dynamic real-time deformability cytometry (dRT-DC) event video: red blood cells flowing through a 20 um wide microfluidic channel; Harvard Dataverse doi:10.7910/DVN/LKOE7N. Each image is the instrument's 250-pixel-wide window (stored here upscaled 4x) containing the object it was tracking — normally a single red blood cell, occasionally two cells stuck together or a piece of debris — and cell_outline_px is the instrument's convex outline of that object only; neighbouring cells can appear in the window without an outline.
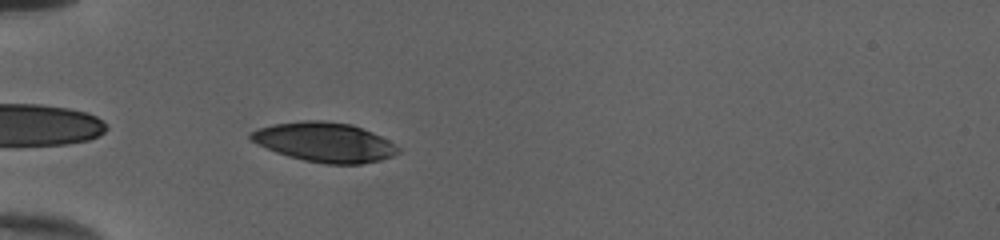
{"species": "human", "species_latin": "Homo sapiens", "temperature_condition": "cold", "stored_images_in_passage": 37, "camera_frame_rate_fps": 3000, "um_per_image_px": 0.085, "donor": {"sex": "female"}, "frame": {"image": 1, "passage_image": 2, "time_ms": 0.333, "image_size_px": [1000, 240], "cell_outline_px": [[400, 152], [392, 156], [380, 160], [360, 164], [324, 164], [304, 160], [288, 156], [276, 152], [252, 140], [248, 136], [252, 132], [260, 128], [276, 124], [304, 120], [324, 120], [352, 124], [372, 132], [396, 144], [400, 148]], "centroid_in_image_um": [27.65, 12.09], "position_along_channel_um": 57.4, "area_um2": 33.7}}
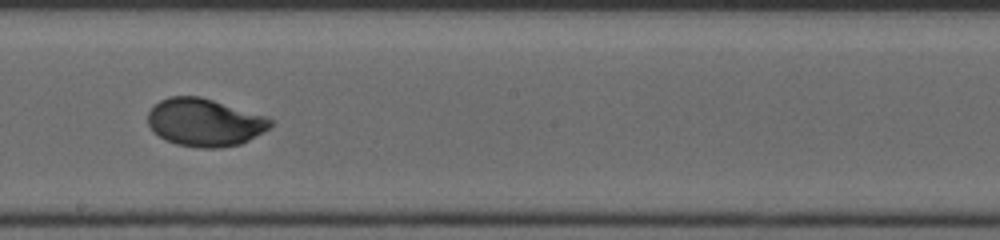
{"frame": {"image": 2, "passage_image": 16, "time_ms": 5.0, "image_size_px": [1000, 240], "cell_outline_px": [[272, 124], [264, 132], [240, 144], [220, 148], [200, 148], [176, 144], [164, 140], [148, 124], [148, 112], [160, 100], [168, 96], [200, 96], [264, 116], [272, 120]], "centroid_in_image_um": [17.38, 10.41], "position_along_channel_um": 230.8, "area_um2": 33.81}}
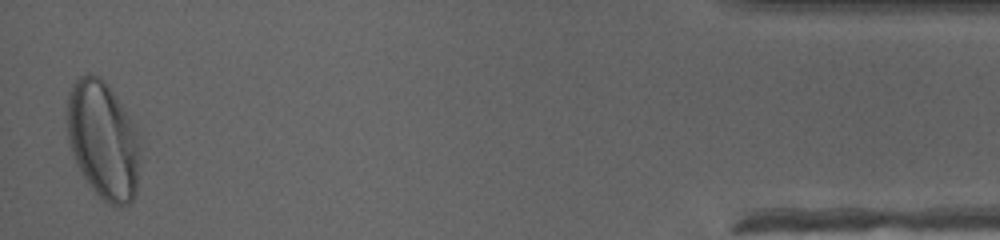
{"frame": {"image": 3, "passage_image": 36, "time_ms": 11.667, "image_size_px": [1000, 240], "cell_outline_px": [[140, 160], [136, 196], [128, 204], [108, 204], [92, 188], [76, 164], [68, 140], [68, 92], [76, 76], [88, 72], [92, 72], [104, 80], [108, 84], [128, 116], [132, 124], [140, 148]], "centroid_in_image_um": [8.75, 11.88], "position_along_channel_um": 426.5, "area_um2": 49.88}, "authors_computed_cell_mechanics": {"area_um2": 33.8708, "velocity_mm_per_s": 4.0139, "shape_relaxation_time_tau1_ms": 2.5729, "shape_relaxation_time_tau2_ms": null, "deformation_change_tau1": 0.1709, "deformation_change_tau2": null}}